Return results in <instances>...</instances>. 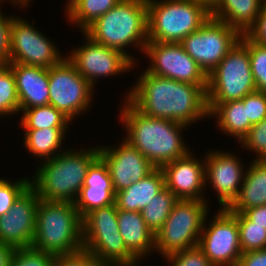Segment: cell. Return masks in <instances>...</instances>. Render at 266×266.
Returning a JSON list of instances; mask_svg holds the SVG:
<instances>
[{"instance_id": "6da1fadb", "label": "cell", "mask_w": 266, "mask_h": 266, "mask_svg": "<svg viewBox=\"0 0 266 266\" xmlns=\"http://www.w3.org/2000/svg\"><path fill=\"white\" fill-rule=\"evenodd\" d=\"M143 71L123 96L140 113L189 127L209 118L207 95L201 86Z\"/></svg>"}, {"instance_id": "7a4b0ae2", "label": "cell", "mask_w": 266, "mask_h": 266, "mask_svg": "<svg viewBox=\"0 0 266 266\" xmlns=\"http://www.w3.org/2000/svg\"><path fill=\"white\" fill-rule=\"evenodd\" d=\"M123 100L118 116L126 134L123 138L155 168H162L191 151L182 137L189 126L149 117L140 113L127 99Z\"/></svg>"}, {"instance_id": "3957f363", "label": "cell", "mask_w": 266, "mask_h": 266, "mask_svg": "<svg viewBox=\"0 0 266 266\" xmlns=\"http://www.w3.org/2000/svg\"><path fill=\"white\" fill-rule=\"evenodd\" d=\"M99 157V145L76 150L70 147L41 162L30 177V186L40 199L75 204L88 168Z\"/></svg>"}, {"instance_id": "277c9868", "label": "cell", "mask_w": 266, "mask_h": 266, "mask_svg": "<svg viewBox=\"0 0 266 266\" xmlns=\"http://www.w3.org/2000/svg\"><path fill=\"white\" fill-rule=\"evenodd\" d=\"M84 33L99 44L121 51L137 63L135 55L127 50L130 46L140 50L141 54L144 52L148 42L147 0H121Z\"/></svg>"}, {"instance_id": "5b68a950", "label": "cell", "mask_w": 266, "mask_h": 266, "mask_svg": "<svg viewBox=\"0 0 266 266\" xmlns=\"http://www.w3.org/2000/svg\"><path fill=\"white\" fill-rule=\"evenodd\" d=\"M82 217L75 204L39 200L32 247L57 255L83 250Z\"/></svg>"}, {"instance_id": "8992f818", "label": "cell", "mask_w": 266, "mask_h": 266, "mask_svg": "<svg viewBox=\"0 0 266 266\" xmlns=\"http://www.w3.org/2000/svg\"><path fill=\"white\" fill-rule=\"evenodd\" d=\"M210 17L196 0H147L148 41L180 43Z\"/></svg>"}, {"instance_id": "52a82bcc", "label": "cell", "mask_w": 266, "mask_h": 266, "mask_svg": "<svg viewBox=\"0 0 266 266\" xmlns=\"http://www.w3.org/2000/svg\"><path fill=\"white\" fill-rule=\"evenodd\" d=\"M83 250L110 266L141 264L120 234L116 203L93 209L82 218Z\"/></svg>"}, {"instance_id": "ba28073f", "label": "cell", "mask_w": 266, "mask_h": 266, "mask_svg": "<svg viewBox=\"0 0 266 266\" xmlns=\"http://www.w3.org/2000/svg\"><path fill=\"white\" fill-rule=\"evenodd\" d=\"M209 204L194 199H178L155 235V254L158 252L163 258L198 246L206 216L210 213Z\"/></svg>"}, {"instance_id": "9c48e42d", "label": "cell", "mask_w": 266, "mask_h": 266, "mask_svg": "<svg viewBox=\"0 0 266 266\" xmlns=\"http://www.w3.org/2000/svg\"><path fill=\"white\" fill-rule=\"evenodd\" d=\"M255 91L248 49L239 40L207 76V103L242 100Z\"/></svg>"}, {"instance_id": "30bf717a", "label": "cell", "mask_w": 266, "mask_h": 266, "mask_svg": "<svg viewBox=\"0 0 266 266\" xmlns=\"http://www.w3.org/2000/svg\"><path fill=\"white\" fill-rule=\"evenodd\" d=\"M48 70L50 105L72 122L91 109L95 89L67 57Z\"/></svg>"}, {"instance_id": "8fae6325", "label": "cell", "mask_w": 266, "mask_h": 266, "mask_svg": "<svg viewBox=\"0 0 266 266\" xmlns=\"http://www.w3.org/2000/svg\"><path fill=\"white\" fill-rule=\"evenodd\" d=\"M241 34L225 22L210 17L180 44L208 76L240 40Z\"/></svg>"}, {"instance_id": "7c38bea8", "label": "cell", "mask_w": 266, "mask_h": 266, "mask_svg": "<svg viewBox=\"0 0 266 266\" xmlns=\"http://www.w3.org/2000/svg\"><path fill=\"white\" fill-rule=\"evenodd\" d=\"M22 16H14L11 25L9 63L51 68L65 57L56 43ZM38 29V30H37Z\"/></svg>"}, {"instance_id": "4fadbf2b", "label": "cell", "mask_w": 266, "mask_h": 266, "mask_svg": "<svg viewBox=\"0 0 266 266\" xmlns=\"http://www.w3.org/2000/svg\"><path fill=\"white\" fill-rule=\"evenodd\" d=\"M214 214L210 222L206 216L198 247L214 266H237L242 255L237 213L218 209Z\"/></svg>"}, {"instance_id": "5bb4252c", "label": "cell", "mask_w": 266, "mask_h": 266, "mask_svg": "<svg viewBox=\"0 0 266 266\" xmlns=\"http://www.w3.org/2000/svg\"><path fill=\"white\" fill-rule=\"evenodd\" d=\"M82 35L83 40H85L83 45L71 49L66 57L94 89L96 88L95 85L97 86L96 82H99L98 79L122 75L132 71L138 65L121 51L93 41L84 32Z\"/></svg>"}, {"instance_id": "9a60e30c", "label": "cell", "mask_w": 266, "mask_h": 266, "mask_svg": "<svg viewBox=\"0 0 266 266\" xmlns=\"http://www.w3.org/2000/svg\"><path fill=\"white\" fill-rule=\"evenodd\" d=\"M143 54L149 57V65L145 68L148 73L207 90V75L180 43L148 41Z\"/></svg>"}, {"instance_id": "2e32d148", "label": "cell", "mask_w": 266, "mask_h": 266, "mask_svg": "<svg viewBox=\"0 0 266 266\" xmlns=\"http://www.w3.org/2000/svg\"><path fill=\"white\" fill-rule=\"evenodd\" d=\"M237 155L235 151L231 153L214 148L204 155L205 190L211 186L215 191L218 209H228L239 195L247 167Z\"/></svg>"}, {"instance_id": "e0dca14e", "label": "cell", "mask_w": 266, "mask_h": 266, "mask_svg": "<svg viewBox=\"0 0 266 266\" xmlns=\"http://www.w3.org/2000/svg\"><path fill=\"white\" fill-rule=\"evenodd\" d=\"M117 144L99 145V157L108 167L115 194L145 178L155 169L147 158L125 139Z\"/></svg>"}, {"instance_id": "ac0fdd59", "label": "cell", "mask_w": 266, "mask_h": 266, "mask_svg": "<svg viewBox=\"0 0 266 266\" xmlns=\"http://www.w3.org/2000/svg\"><path fill=\"white\" fill-rule=\"evenodd\" d=\"M39 200L36 191L29 186L14 202L12 208L0 216L1 243L16 249L32 245Z\"/></svg>"}, {"instance_id": "d6986e66", "label": "cell", "mask_w": 266, "mask_h": 266, "mask_svg": "<svg viewBox=\"0 0 266 266\" xmlns=\"http://www.w3.org/2000/svg\"><path fill=\"white\" fill-rule=\"evenodd\" d=\"M161 169L165 178V187L178 199H194L209 203L205 197L204 157L198 158L190 151L185 157L176 159Z\"/></svg>"}, {"instance_id": "ffe728a7", "label": "cell", "mask_w": 266, "mask_h": 266, "mask_svg": "<svg viewBox=\"0 0 266 266\" xmlns=\"http://www.w3.org/2000/svg\"><path fill=\"white\" fill-rule=\"evenodd\" d=\"M115 203V192L105 162L98 157L88 168L84 186L75 201L80 216L83 218L93 209Z\"/></svg>"}, {"instance_id": "44dd1931", "label": "cell", "mask_w": 266, "mask_h": 266, "mask_svg": "<svg viewBox=\"0 0 266 266\" xmlns=\"http://www.w3.org/2000/svg\"><path fill=\"white\" fill-rule=\"evenodd\" d=\"M15 77L20 112L49 104V70L42 67L9 63Z\"/></svg>"}, {"instance_id": "7402d4cb", "label": "cell", "mask_w": 266, "mask_h": 266, "mask_svg": "<svg viewBox=\"0 0 266 266\" xmlns=\"http://www.w3.org/2000/svg\"><path fill=\"white\" fill-rule=\"evenodd\" d=\"M120 234L128 250L141 262L155 253V234L148 228L141 212L117 209ZM147 258V259H146Z\"/></svg>"}, {"instance_id": "603a6c76", "label": "cell", "mask_w": 266, "mask_h": 266, "mask_svg": "<svg viewBox=\"0 0 266 266\" xmlns=\"http://www.w3.org/2000/svg\"><path fill=\"white\" fill-rule=\"evenodd\" d=\"M164 188L163 171L161 168H155L145 178L115 194L117 209L141 212Z\"/></svg>"}, {"instance_id": "cb8c5ba5", "label": "cell", "mask_w": 266, "mask_h": 266, "mask_svg": "<svg viewBox=\"0 0 266 266\" xmlns=\"http://www.w3.org/2000/svg\"><path fill=\"white\" fill-rule=\"evenodd\" d=\"M246 165L239 195L228 208L231 213H243L247 209L266 205V161L252 160Z\"/></svg>"}, {"instance_id": "d4e9b609", "label": "cell", "mask_w": 266, "mask_h": 266, "mask_svg": "<svg viewBox=\"0 0 266 266\" xmlns=\"http://www.w3.org/2000/svg\"><path fill=\"white\" fill-rule=\"evenodd\" d=\"M207 105L209 119L213 117L221 133L236 139L239 143L253 126L247 118L246 108L242 100H233L225 103H207Z\"/></svg>"}, {"instance_id": "484cf974", "label": "cell", "mask_w": 266, "mask_h": 266, "mask_svg": "<svg viewBox=\"0 0 266 266\" xmlns=\"http://www.w3.org/2000/svg\"><path fill=\"white\" fill-rule=\"evenodd\" d=\"M265 0H222L211 17L225 22L241 35L253 26Z\"/></svg>"}, {"instance_id": "4316f807", "label": "cell", "mask_w": 266, "mask_h": 266, "mask_svg": "<svg viewBox=\"0 0 266 266\" xmlns=\"http://www.w3.org/2000/svg\"><path fill=\"white\" fill-rule=\"evenodd\" d=\"M69 128H45L23 130V146L35 159L40 162L52 159L62 151L65 136ZM63 144V145H62ZM62 147V148H61Z\"/></svg>"}, {"instance_id": "83f0119b", "label": "cell", "mask_w": 266, "mask_h": 266, "mask_svg": "<svg viewBox=\"0 0 266 266\" xmlns=\"http://www.w3.org/2000/svg\"><path fill=\"white\" fill-rule=\"evenodd\" d=\"M121 0H68L65 2V18L80 33L84 32L99 17L107 13Z\"/></svg>"}, {"instance_id": "f1b7e54d", "label": "cell", "mask_w": 266, "mask_h": 266, "mask_svg": "<svg viewBox=\"0 0 266 266\" xmlns=\"http://www.w3.org/2000/svg\"><path fill=\"white\" fill-rule=\"evenodd\" d=\"M20 117V126L24 130L45 128H69L72 122L54 106H45L23 109Z\"/></svg>"}, {"instance_id": "f546056e", "label": "cell", "mask_w": 266, "mask_h": 266, "mask_svg": "<svg viewBox=\"0 0 266 266\" xmlns=\"http://www.w3.org/2000/svg\"><path fill=\"white\" fill-rule=\"evenodd\" d=\"M177 200L178 198L165 187L141 211L142 218L153 234L156 235L162 228Z\"/></svg>"}, {"instance_id": "4dcf8cb0", "label": "cell", "mask_w": 266, "mask_h": 266, "mask_svg": "<svg viewBox=\"0 0 266 266\" xmlns=\"http://www.w3.org/2000/svg\"><path fill=\"white\" fill-rule=\"evenodd\" d=\"M20 114L19 97L15 77L9 62H0V117Z\"/></svg>"}, {"instance_id": "1f68e13d", "label": "cell", "mask_w": 266, "mask_h": 266, "mask_svg": "<svg viewBox=\"0 0 266 266\" xmlns=\"http://www.w3.org/2000/svg\"><path fill=\"white\" fill-rule=\"evenodd\" d=\"M237 223L242 253L266 249L265 226L252 225L244 213L237 214Z\"/></svg>"}, {"instance_id": "d6a6232c", "label": "cell", "mask_w": 266, "mask_h": 266, "mask_svg": "<svg viewBox=\"0 0 266 266\" xmlns=\"http://www.w3.org/2000/svg\"><path fill=\"white\" fill-rule=\"evenodd\" d=\"M240 41L248 49L256 89L266 93V45L250 40L245 34L241 35Z\"/></svg>"}, {"instance_id": "836d02e7", "label": "cell", "mask_w": 266, "mask_h": 266, "mask_svg": "<svg viewBox=\"0 0 266 266\" xmlns=\"http://www.w3.org/2000/svg\"><path fill=\"white\" fill-rule=\"evenodd\" d=\"M237 144L243 150L253 152L255 154L253 160L266 161V118L254 124L242 141Z\"/></svg>"}, {"instance_id": "e575fe53", "label": "cell", "mask_w": 266, "mask_h": 266, "mask_svg": "<svg viewBox=\"0 0 266 266\" xmlns=\"http://www.w3.org/2000/svg\"><path fill=\"white\" fill-rule=\"evenodd\" d=\"M13 181L0 177V216L6 214L18 197L30 186V176H23Z\"/></svg>"}, {"instance_id": "d590c367", "label": "cell", "mask_w": 266, "mask_h": 266, "mask_svg": "<svg viewBox=\"0 0 266 266\" xmlns=\"http://www.w3.org/2000/svg\"><path fill=\"white\" fill-rule=\"evenodd\" d=\"M55 255L34 247H24L15 250L10 266H52Z\"/></svg>"}, {"instance_id": "8d00e7d4", "label": "cell", "mask_w": 266, "mask_h": 266, "mask_svg": "<svg viewBox=\"0 0 266 266\" xmlns=\"http://www.w3.org/2000/svg\"><path fill=\"white\" fill-rule=\"evenodd\" d=\"M163 259L167 266H214L198 246L176 251Z\"/></svg>"}, {"instance_id": "74e56055", "label": "cell", "mask_w": 266, "mask_h": 266, "mask_svg": "<svg viewBox=\"0 0 266 266\" xmlns=\"http://www.w3.org/2000/svg\"><path fill=\"white\" fill-rule=\"evenodd\" d=\"M242 101L252 125L266 118V93L255 91L246 95Z\"/></svg>"}, {"instance_id": "f35d334b", "label": "cell", "mask_w": 266, "mask_h": 266, "mask_svg": "<svg viewBox=\"0 0 266 266\" xmlns=\"http://www.w3.org/2000/svg\"><path fill=\"white\" fill-rule=\"evenodd\" d=\"M52 266H110L99 258L82 250L71 255H57Z\"/></svg>"}, {"instance_id": "ab89813d", "label": "cell", "mask_w": 266, "mask_h": 266, "mask_svg": "<svg viewBox=\"0 0 266 266\" xmlns=\"http://www.w3.org/2000/svg\"><path fill=\"white\" fill-rule=\"evenodd\" d=\"M2 12L0 8V62H9L11 25L12 19L16 14L6 16Z\"/></svg>"}, {"instance_id": "60d3db41", "label": "cell", "mask_w": 266, "mask_h": 266, "mask_svg": "<svg viewBox=\"0 0 266 266\" xmlns=\"http://www.w3.org/2000/svg\"><path fill=\"white\" fill-rule=\"evenodd\" d=\"M250 40L266 45V0L253 26L245 34Z\"/></svg>"}, {"instance_id": "b9f144b4", "label": "cell", "mask_w": 266, "mask_h": 266, "mask_svg": "<svg viewBox=\"0 0 266 266\" xmlns=\"http://www.w3.org/2000/svg\"><path fill=\"white\" fill-rule=\"evenodd\" d=\"M237 266H266V249L242 253Z\"/></svg>"}, {"instance_id": "7bdbcfd3", "label": "cell", "mask_w": 266, "mask_h": 266, "mask_svg": "<svg viewBox=\"0 0 266 266\" xmlns=\"http://www.w3.org/2000/svg\"><path fill=\"white\" fill-rule=\"evenodd\" d=\"M243 213L252 221V225L265 226L266 229V205L247 209Z\"/></svg>"}, {"instance_id": "ee69618b", "label": "cell", "mask_w": 266, "mask_h": 266, "mask_svg": "<svg viewBox=\"0 0 266 266\" xmlns=\"http://www.w3.org/2000/svg\"><path fill=\"white\" fill-rule=\"evenodd\" d=\"M16 248L0 242V266H10Z\"/></svg>"}, {"instance_id": "f6af8a7d", "label": "cell", "mask_w": 266, "mask_h": 266, "mask_svg": "<svg viewBox=\"0 0 266 266\" xmlns=\"http://www.w3.org/2000/svg\"><path fill=\"white\" fill-rule=\"evenodd\" d=\"M196 1L201 3L211 13L222 0H196Z\"/></svg>"}, {"instance_id": "bcb514c9", "label": "cell", "mask_w": 266, "mask_h": 266, "mask_svg": "<svg viewBox=\"0 0 266 266\" xmlns=\"http://www.w3.org/2000/svg\"><path fill=\"white\" fill-rule=\"evenodd\" d=\"M5 1H6V3H7V1H9L10 4L12 3L11 5H14L15 7L18 6V7L22 8V9L23 8L26 9V7L28 8V6L31 5L30 3L33 0H5Z\"/></svg>"}, {"instance_id": "7dc6e473", "label": "cell", "mask_w": 266, "mask_h": 266, "mask_svg": "<svg viewBox=\"0 0 266 266\" xmlns=\"http://www.w3.org/2000/svg\"><path fill=\"white\" fill-rule=\"evenodd\" d=\"M1 2L3 3V2H6V1L5 0H0V8L3 7V6H1V4H2Z\"/></svg>"}]
</instances>
